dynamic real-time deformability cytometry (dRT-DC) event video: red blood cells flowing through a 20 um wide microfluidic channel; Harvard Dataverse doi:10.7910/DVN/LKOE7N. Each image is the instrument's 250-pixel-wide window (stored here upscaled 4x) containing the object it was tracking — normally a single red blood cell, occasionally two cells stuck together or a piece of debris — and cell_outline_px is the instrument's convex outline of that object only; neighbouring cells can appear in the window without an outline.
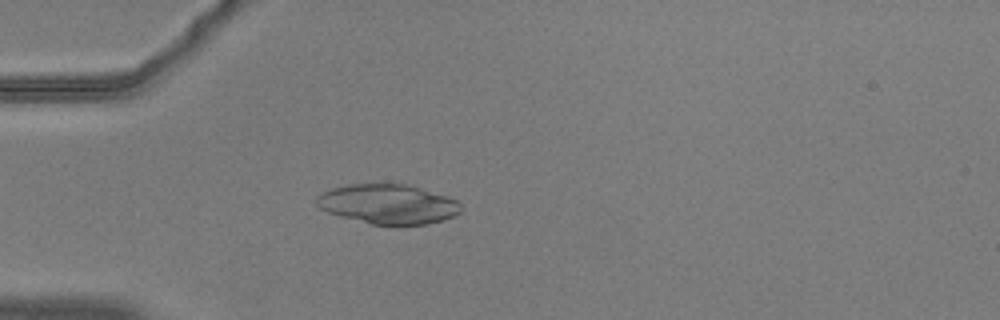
{"species": "common noctule bat (a hibernating species)", "species_latin": "Nyctalus noctula", "temperature_condition": "warm", "stored_images_in_passage": 44, "camera_frame_rate_fps": 3000, "um_per_image_px": 0.085, "animal": {"sex": "male", "body_mass_g": 20.5, "forearm_length_mm": 52.5}, "frame": {"image": 1, "passage_image": 5, "time_ms": 1.333, "image_size_px": [1000, 320], "cell_outline_px": [[464, 208], [460, 212], [444, 220], [428, 224], [372, 224], [340, 216], [328, 212], [320, 208], [316, 204], [316, 196], [332, 188], [348, 184], [404, 184], [420, 188], [448, 196], [456, 200]], "centroid_in_image_um": [32.99, 17.34], "position_along_channel_um": 52.0, "area_um2": 33.12}}